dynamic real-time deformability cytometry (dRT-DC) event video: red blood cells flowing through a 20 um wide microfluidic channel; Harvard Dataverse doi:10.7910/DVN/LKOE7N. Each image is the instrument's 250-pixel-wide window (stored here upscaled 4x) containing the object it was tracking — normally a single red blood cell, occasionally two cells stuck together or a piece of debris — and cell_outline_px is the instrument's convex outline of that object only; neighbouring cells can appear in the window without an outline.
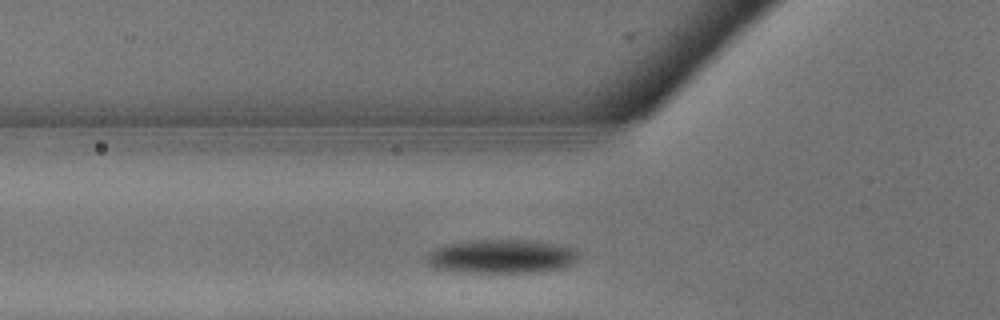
{"species": "common noctule bat (a hibernating species)", "species_latin": "Nyctalus noctula", "temperature_condition": "warm", "stored_images_in_passage": 7, "camera_frame_rate_fps": 3000, "um_per_image_px": 0.085, "animal": {"sex": "male", "body_mass_g": 13.3}, "frame": {"image": 1, "passage_image": 3, "time_ms": 0.667, "image_size_px": [1000, 320], "cell_outline_px": [[580, 256], [572, 264], [560, 268], [536, 272], [476, 272], [440, 268], [428, 264], [428, 252], [432, 248], [444, 244], [476, 240], [528, 240], [556, 244], [576, 248], [580, 252]], "centroid_in_image_um": [42.7, 21.77], "position_along_channel_um": 83.1, "area_um2": 29.71}}
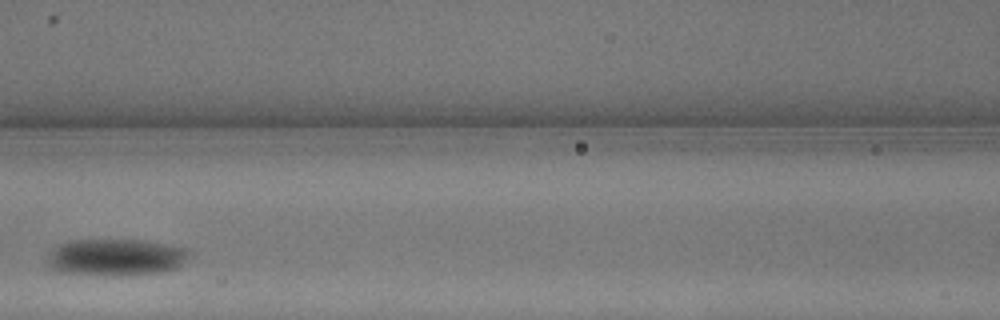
{"frame": {"image": 2, "passage_image": 6, "time_ms": 1.667, "image_size_px": [1000, 320], "cell_outline_px": [[188, 256], [180, 268], [164, 272], [132, 276], [104, 276], [56, 272], [48, 268], [44, 260], [52, 248], [60, 244], [72, 240], [144, 240], [188, 248]], "centroid_in_image_um": [9.8, 21.9], "position_along_channel_um": 156.8, "area_um2": 31.5}}